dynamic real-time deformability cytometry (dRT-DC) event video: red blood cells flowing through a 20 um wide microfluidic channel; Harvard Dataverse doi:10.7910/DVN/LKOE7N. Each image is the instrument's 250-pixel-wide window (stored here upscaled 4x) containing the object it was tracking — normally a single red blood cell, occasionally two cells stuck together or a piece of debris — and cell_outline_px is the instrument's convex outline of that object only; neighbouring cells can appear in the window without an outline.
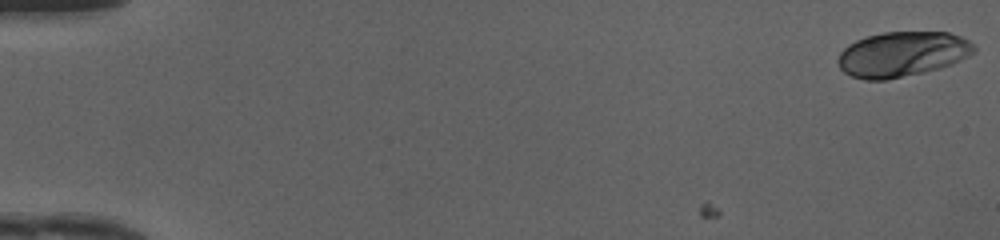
{"species": "human", "species_latin": "Homo sapiens", "temperature_condition": "cold", "stored_images_in_passage": 49, "camera_frame_rate_fps": 3000, "um_per_image_px": 0.085, "donor": {"sex": "female"}, "frame": {"image": 1, "passage_image": 1, "time_ms": 0.0, "image_size_px": [1000, 240], "cell_outline_px": [[976, 52], [952, 64], [940, 68], [924, 72], [888, 80], [864, 80], [852, 76], [844, 72], [840, 68], [836, 60], [840, 52], [848, 44], [856, 40], [868, 36], [884, 32], [948, 32], [960, 36], [968, 40], [976, 48]], "centroid_in_image_um": [76.68, 4.61], "position_along_channel_um": 8.3, "area_um2": 35.89}}
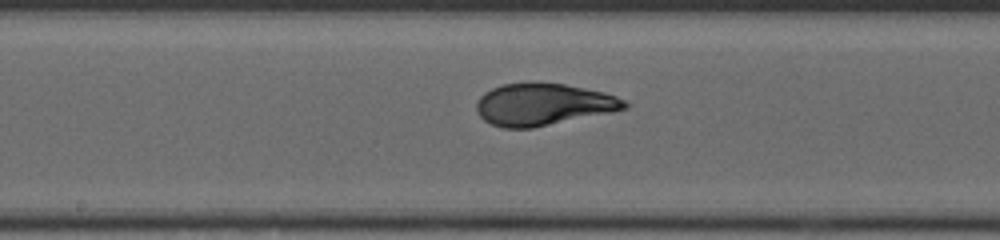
{"frame": {"image": 2, "passage_image": 27, "time_ms": 8.667, "image_size_px": [1000, 240], "cell_outline_px": [[628, 108], [612, 112], [532, 128], [504, 128], [492, 124], [484, 120], [480, 116], [476, 108], [476, 104], [480, 96], [484, 92], [492, 88], [504, 84], [532, 80], [564, 84], [604, 92], [616, 96], [624, 100], [628, 104]], "centroid_in_image_um": [46.16, 8.85], "position_along_channel_um": 202.0, "area_um2": 36.59}}
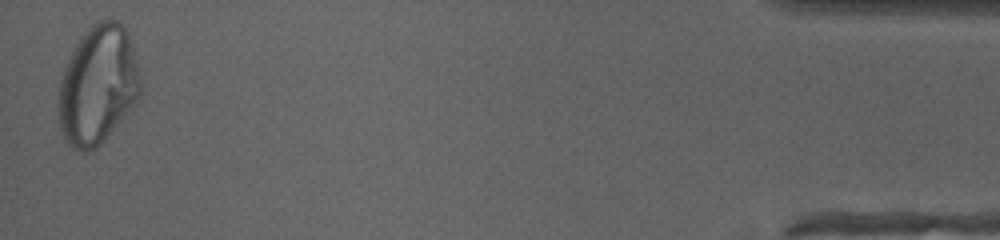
{"frame": {"image": 3, "passage_image": 49, "time_ms": 16.0, "image_size_px": [1000, 240], "cell_outline_px": [[140, 92], [136, 104], [104, 140], [96, 148], [84, 152], [80, 152], [72, 148], [68, 144], [60, 128], [56, 104], [60, 80], [64, 68], [80, 36], [96, 20], [116, 20], [128, 32], [132, 40], [140, 76]], "centroid_in_image_um": [8.31, 7.24], "position_along_channel_um": 426.9, "area_um2": 57.28}, "authors_computed_cell_mechanics": {"area_um2": 35.9516, "velocity_mm_per_s": 4.1778, "shape_relaxation_time_tau1_ms": 3.7555, "shape_relaxation_time_tau2_ms": null, "deformation_change_tau1": 0.1867, "deformation_change_tau2": null}}